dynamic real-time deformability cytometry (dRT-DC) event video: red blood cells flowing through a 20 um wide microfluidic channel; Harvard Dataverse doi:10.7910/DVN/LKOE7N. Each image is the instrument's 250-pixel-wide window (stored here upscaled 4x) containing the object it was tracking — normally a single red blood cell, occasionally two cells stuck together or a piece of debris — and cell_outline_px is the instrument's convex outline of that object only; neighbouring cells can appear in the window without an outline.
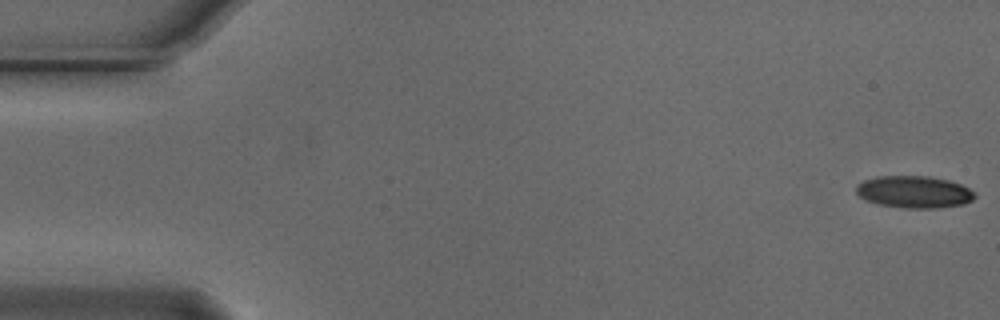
{"species": "Egyptian fruit bat (a non-hibernating species)", "species_latin": "Rousettus aegyptiacus", "temperature_condition": "cold", "stored_images_in_passage": 55, "camera_frame_rate_fps": 3000, "um_per_image_px": 0.085, "animal": {"sex": "male"}, "frame": {"image": 1, "passage_image": 1, "time_ms": 0.0, "image_size_px": [1000, 320], "cell_outline_px": [[976, 196], [972, 200], [964, 204], [932, 208], [904, 208], [880, 204], [868, 200], [860, 196], [856, 192], [856, 184], [864, 180], [876, 176], [928, 176], [948, 180], [960, 184], [976, 192]], "centroid_in_image_um": [77.71, 16.3], "position_along_channel_um": 7.3, "area_um2": 22.08}}
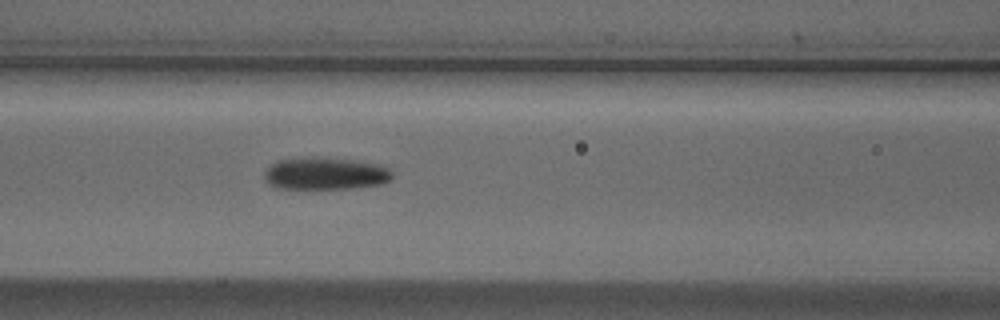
{"frame": {"image": 2, "passage_image": 23, "time_ms": 7.333, "image_size_px": [1000, 320], "cell_outline_px": [[392, 176], [388, 180], [380, 184], [352, 188], [276, 188], [268, 184], [264, 180], [264, 172], [276, 160], [308, 156], [320, 156], [356, 160], [380, 164], [388, 168], [392, 172]], "centroid_in_image_um": [27.62, 14.72], "position_along_channel_um": 139.0, "area_um2": 24.39}}
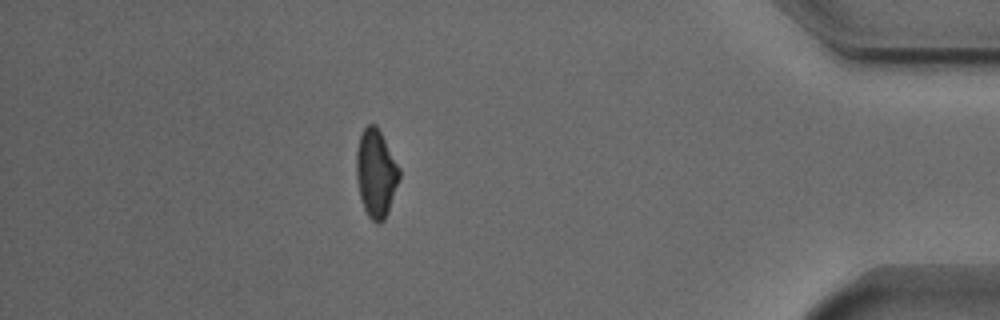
{"frame": {"image": 3, "passage_image": 48, "time_ms": 15.667, "image_size_px": [1000, 320], "cell_outline_px": [[400, 176], [388, 212], [384, 220], [380, 224], [376, 224], [368, 216], [364, 208], [360, 196], [356, 176], [356, 152], [360, 136], [364, 128], [368, 124], [376, 124], [400, 168]], "centroid_in_image_um": [31.95, 14.74], "position_along_channel_um": 403.2, "area_um2": 21.91}, "authors_computed_cell_mechanics": {"area_um2": 22.7732, "velocity_mm_per_s": 3.7431, "shape_relaxation_time_tau1_ms": 3.3055, "shape_relaxation_time_tau2_ms": 6.8728, "deformation_change_tau1": 0.1161, "deformation_change_tau2": 0.1569}}